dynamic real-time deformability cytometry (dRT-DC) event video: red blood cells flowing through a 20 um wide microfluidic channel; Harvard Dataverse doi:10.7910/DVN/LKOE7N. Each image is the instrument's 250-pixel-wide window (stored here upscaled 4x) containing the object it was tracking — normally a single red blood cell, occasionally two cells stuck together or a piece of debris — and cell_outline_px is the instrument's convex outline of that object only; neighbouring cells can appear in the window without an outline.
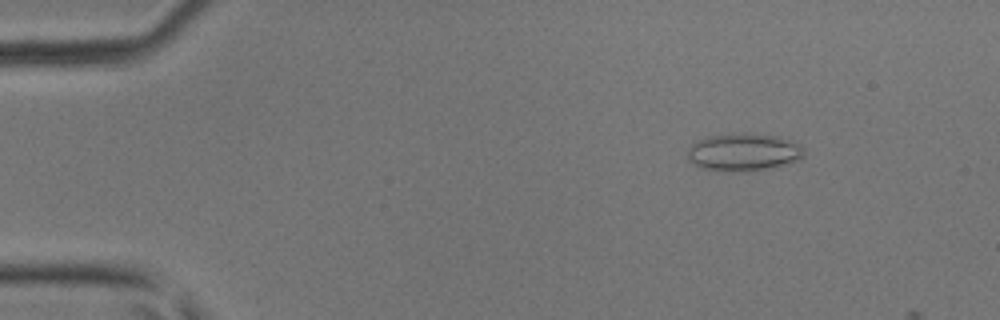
{"species": "common noctule bat (a hibernating species)", "species_latin": "Nyctalus noctula", "temperature_condition": "room temperature", "stored_images_in_passage": 5, "camera_frame_rate_fps": 3000, "um_per_image_px": 0.085, "animal": {"sex": "male", "body_mass_g": 17.9, "forearm_length_mm": 54.2}, "frame": {"image": 1, "passage_image": 1, "time_ms": 0.0, "image_size_px": [1000, 320], "cell_outline_px": [[804, 156], [796, 160], [768, 168], [752, 172], [728, 172], [704, 168], [688, 160], [688, 148], [696, 140], [708, 136], [732, 132], [752, 132], [776, 136], [800, 144], [804, 148]], "centroid_in_image_um": [63.18, 12.91], "position_along_channel_um": 21.8, "area_um2": 25.89}}